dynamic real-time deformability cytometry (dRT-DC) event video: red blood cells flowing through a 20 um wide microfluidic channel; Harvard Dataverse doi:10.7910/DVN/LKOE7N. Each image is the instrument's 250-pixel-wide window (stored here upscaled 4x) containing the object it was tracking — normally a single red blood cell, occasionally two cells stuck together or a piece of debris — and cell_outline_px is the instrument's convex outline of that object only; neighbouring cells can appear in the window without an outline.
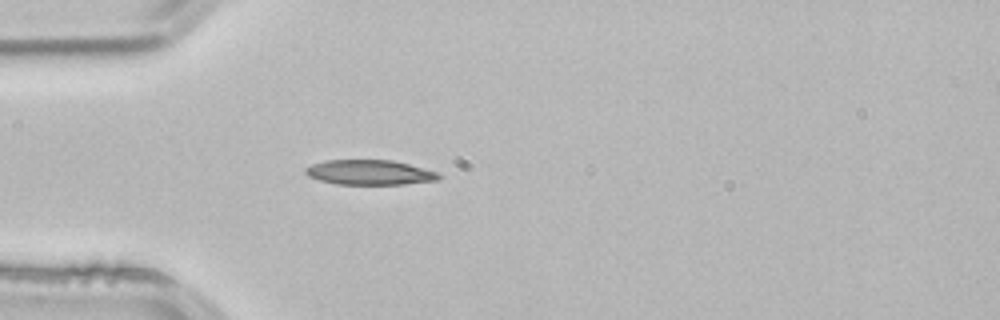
{"species": "common noctule bat (a hibernating species)", "species_latin": "Nyctalus noctula", "temperature_condition": "room temperature", "stored_images_in_passage": 3, "camera_frame_rate_fps": 3000, "um_per_image_px": 0.085, "animal": {"sex": "male", "body_mass_g": 21.5, "forearm_length_mm": 52.0}, "frame": {"image": 1, "passage_image": 3, "time_ms": 0.667, "image_size_px": [1000, 320], "cell_outline_px": [[440, 180], [404, 184], [336, 184], [320, 180], [308, 176], [304, 172], [304, 168], [312, 164], [324, 160], [392, 160], [440, 172]], "centroid_in_image_um": [31.42, 14.65], "position_along_channel_um": 53.6, "area_um2": 19.42}}